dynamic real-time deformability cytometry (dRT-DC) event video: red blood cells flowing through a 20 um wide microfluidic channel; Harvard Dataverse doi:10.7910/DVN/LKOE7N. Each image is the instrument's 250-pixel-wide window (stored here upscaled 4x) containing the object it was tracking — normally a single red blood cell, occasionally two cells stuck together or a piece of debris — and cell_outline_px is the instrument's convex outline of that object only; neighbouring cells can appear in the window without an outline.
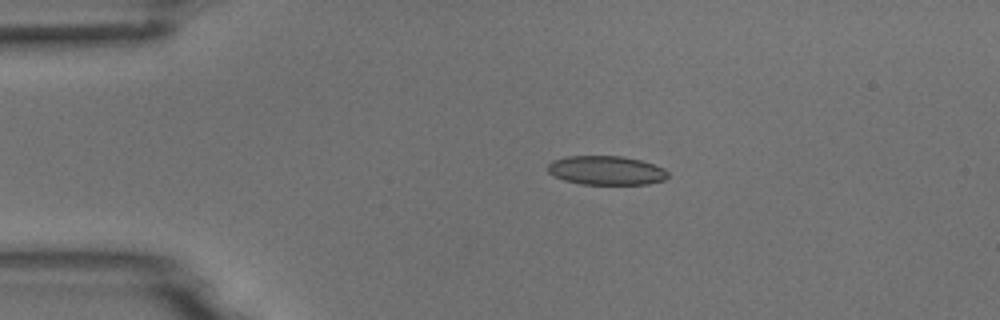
{"species": "common noctule bat (a hibernating species)", "species_latin": "Nyctalus noctula", "temperature_condition": "room temperature", "stored_images_in_passage": 4, "camera_frame_rate_fps": 3000, "um_per_image_px": 0.085, "animal": {"sex": "male", "body_mass_g": 18.8}, "frame": {"image": 1, "passage_image": 2, "time_ms": 2.0, "image_size_px": [1000, 320], "cell_outline_px": [[668, 176], [664, 180], [648, 184], [580, 184], [564, 180], [552, 176], [548, 172], [548, 164], [552, 160], [568, 156], [620, 156], [640, 160], [664, 168], [668, 172]], "centroid_in_image_um": [51.5, 14.49], "position_along_channel_um": 33.5, "area_um2": 20.35}}